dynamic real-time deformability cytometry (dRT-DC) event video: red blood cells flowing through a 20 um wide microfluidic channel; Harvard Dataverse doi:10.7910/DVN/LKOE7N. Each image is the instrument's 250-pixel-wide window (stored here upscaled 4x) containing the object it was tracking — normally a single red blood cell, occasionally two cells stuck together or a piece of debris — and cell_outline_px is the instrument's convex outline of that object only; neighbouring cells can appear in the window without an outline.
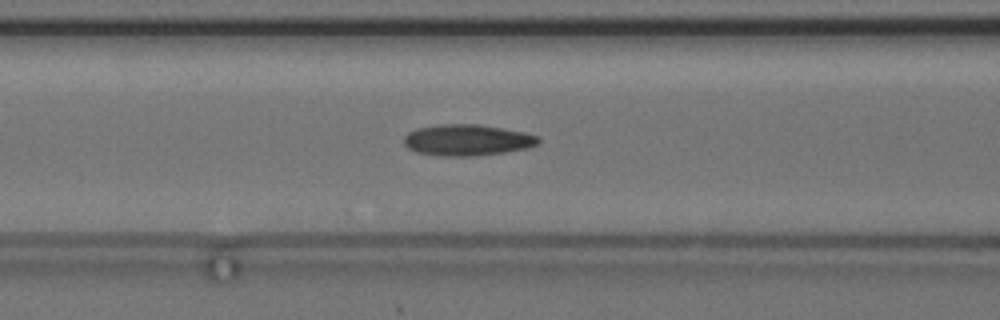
{"species": "common noctule bat (a hibernating species)", "species_latin": "Nyctalus noctula", "temperature_condition": "cold", "stored_images_in_passage": 26, "camera_frame_rate_fps": 3000, "um_per_image_px": 0.085, "animal": {"sex": "female", "body_mass_g": 24.6, "forearm_length_mm": 56.2}, "frame": {"image": 1, "passage_image": 7, "time_ms": 2.0, "image_size_px": [1000, 320], "cell_outline_px": [[540, 140], [536, 144], [528, 148], [504, 152], [476, 156], [444, 156], [416, 152], [408, 148], [404, 144], [404, 136], [408, 132], [416, 128], [440, 124], [476, 124], [524, 132], [540, 136]], "centroid_in_image_um": [39.7, 11.9], "position_along_channel_um": 126.9, "area_um2": 24.45}}